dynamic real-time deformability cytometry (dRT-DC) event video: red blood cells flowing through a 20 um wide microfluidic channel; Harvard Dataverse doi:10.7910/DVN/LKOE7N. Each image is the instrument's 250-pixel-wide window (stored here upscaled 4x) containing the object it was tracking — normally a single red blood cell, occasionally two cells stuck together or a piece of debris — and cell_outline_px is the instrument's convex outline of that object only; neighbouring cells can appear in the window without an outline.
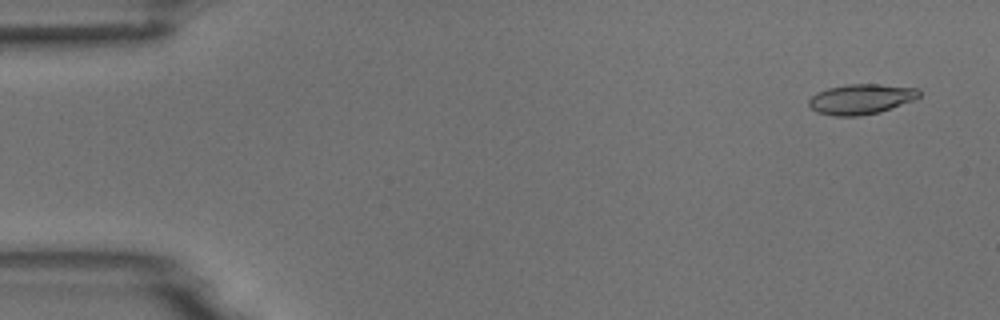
{"species": "common noctule bat (a hibernating species)", "species_latin": "Nyctalus noctula", "temperature_condition": "room temperature", "stored_images_in_passage": 4, "camera_frame_rate_fps": 3000, "um_per_image_px": 0.085, "animal": {"sex": "male", "body_mass_g": 18.8}, "frame": {"image": 1, "passage_image": 1, "time_ms": 0.0, "image_size_px": [1000, 320], "cell_outline_px": [[920, 96], [912, 100], [880, 112], [856, 116], [832, 116], [816, 112], [808, 104], [808, 100], [816, 92], [828, 88], [848, 84], [880, 84], [920, 88]], "centroid_in_image_um": [73.17, 8.42], "position_along_channel_um": 11.8, "area_um2": 19.42}}
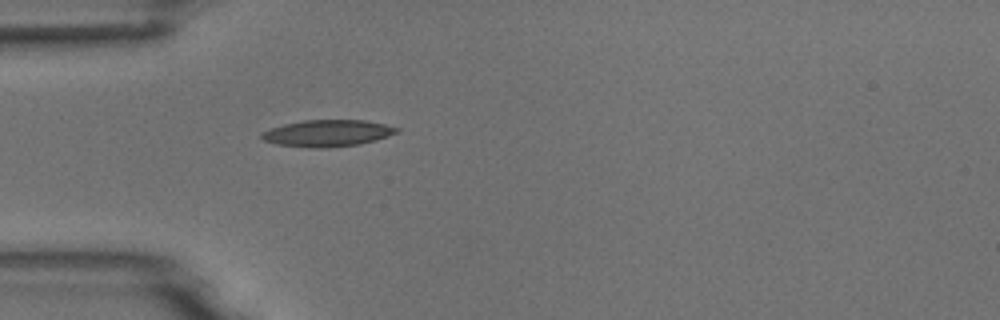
{"frame": {"image": 2, "passage_image": 4, "time_ms": 1.0, "image_size_px": [1000, 320], "cell_outline_px": [[400, 132], [376, 140], [360, 144], [328, 148], [316, 148], [276, 144], [264, 140], [260, 136], [260, 132], [284, 124], [304, 120], [364, 120], [384, 124], [400, 128]], "centroid_in_image_um": [27.86, 11.32], "position_along_channel_um": 57.1, "area_um2": 21.04}}